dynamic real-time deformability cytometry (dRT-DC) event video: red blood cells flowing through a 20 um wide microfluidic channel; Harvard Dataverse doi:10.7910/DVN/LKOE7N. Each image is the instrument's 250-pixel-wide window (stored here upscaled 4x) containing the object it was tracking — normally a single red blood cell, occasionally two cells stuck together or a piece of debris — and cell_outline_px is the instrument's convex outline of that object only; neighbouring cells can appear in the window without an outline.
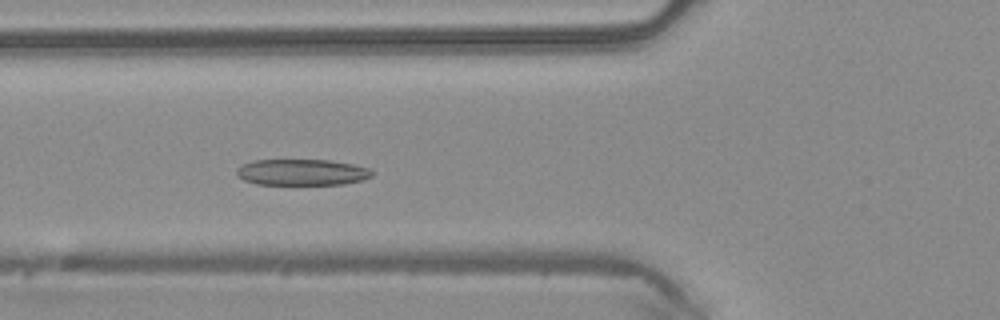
{"species": "common noctule bat (a hibernating species)", "species_latin": "Nyctalus noctula", "temperature_condition": "warm", "stored_images_in_passage": 50, "camera_frame_rate_fps": 3000, "um_per_image_px": 0.085, "animal": {"sex": "male", "body_mass_g": 20.4}, "frame": {"image": 1, "passage_image": 19, "time_ms": 6.0, "image_size_px": [1000, 320], "cell_outline_px": [[372, 176], [364, 180], [344, 184], [256, 184], [244, 180], [236, 176], [236, 168], [252, 160], [328, 160], [352, 164], [368, 168], [372, 172]], "centroid_in_image_um": [25.64, 14.64], "position_along_channel_um": 100.2, "area_um2": 20.63}}
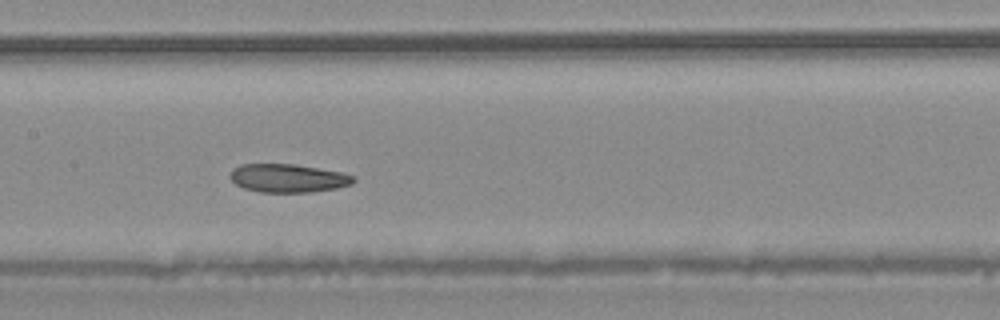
{"frame": {"image": 2, "passage_image": 25, "time_ms": 8.0, "image_size_px": [1000, 320], "cell_outline_px": [[356, 180], [352, 184], [336, 188], [312, 192], [260, 192], [244, 188], [236, 184], [228, 176], [232, 168], [240, 164], [296, 164], [340, 172], [356, 176]], "centroid_in_image_um": [24.47, 15.14], "position_along_channel_um": 182.9, "area_um2": 20.52}}
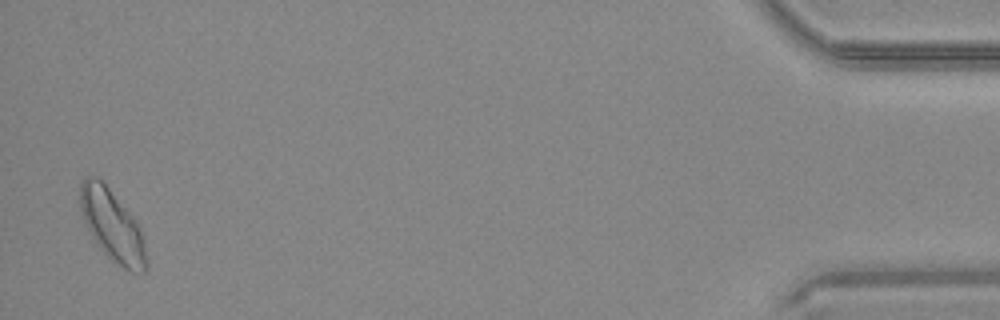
{"frame": {"image": 3, "passage_image": 49, "time_ms": 16.0, "image_size_px": [1000, 320], "cell_outline_px": [[148, 268], [144, 272], [128, 272], [112, 260], [104, 252], [88, 228], [84, 220], [80, 208], [80, 184], [84, 176], [96, 176], [108, 188], [132, 216], [140, 228], [148, 264]], "centroid_in_image_um": [9.55, 19.18], "position_along_channel_um": 425.7, "area_um2": 26.88}, "authors_computed_cell_mechanics": {"area_um2": 22.5131, "velocity_mm_per_s": 4.1279, "shape_relaxation_time_tau1_ms": 4.7169, "shape_relaxation_time_tau2_ms": 11.0177, "deformation_change_tau1": 0.1271, "deformation_change_tau2": 0.164}}